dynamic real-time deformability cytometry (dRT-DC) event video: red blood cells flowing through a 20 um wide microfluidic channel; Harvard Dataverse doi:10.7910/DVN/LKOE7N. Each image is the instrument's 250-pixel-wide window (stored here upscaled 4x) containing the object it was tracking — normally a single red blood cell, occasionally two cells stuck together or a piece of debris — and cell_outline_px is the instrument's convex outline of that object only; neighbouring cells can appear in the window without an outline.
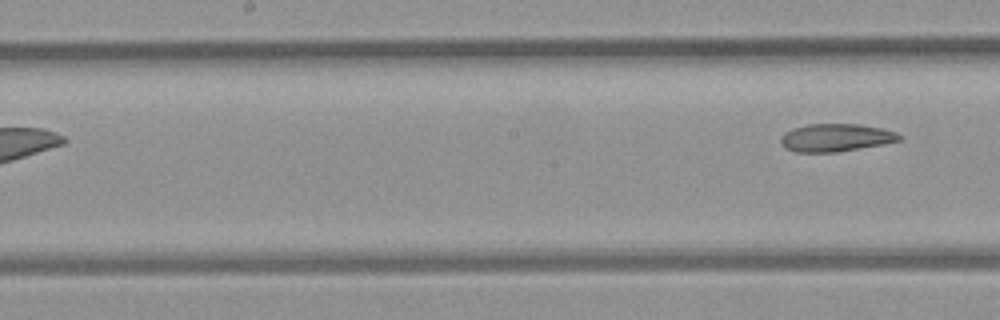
{"species": "common noctule bat (a hibernating species)", "species_latin": "Nyctalus noctula", "temperature_condition": "room temperature", "stored_images_in_passage": 6, "segment_of_instrument_passage": [2, 2], "camera_frame_rate_fps": 3000, "um_per_image_px": 0.085, "animal": {"sex": "female", "body_mass_g": 21.9}, "frame": {"image": 1, "passage_image": 6, "time_ms": 1.667, "image_size_px": [1000, 320], "cell_outline_px": [[900, 140], [884, 144], [836, 152], [796, 152], [788, 148], [780, 140], [780, 136], [784, 132], [792, 128], [808, 124], [860, 124], [880, 128], [896, 132], [900, 136]], "centroid_in_image_um": [71.03, 11.69], "position_along_channel_um": 177.2, "area_um2": 19.02}}